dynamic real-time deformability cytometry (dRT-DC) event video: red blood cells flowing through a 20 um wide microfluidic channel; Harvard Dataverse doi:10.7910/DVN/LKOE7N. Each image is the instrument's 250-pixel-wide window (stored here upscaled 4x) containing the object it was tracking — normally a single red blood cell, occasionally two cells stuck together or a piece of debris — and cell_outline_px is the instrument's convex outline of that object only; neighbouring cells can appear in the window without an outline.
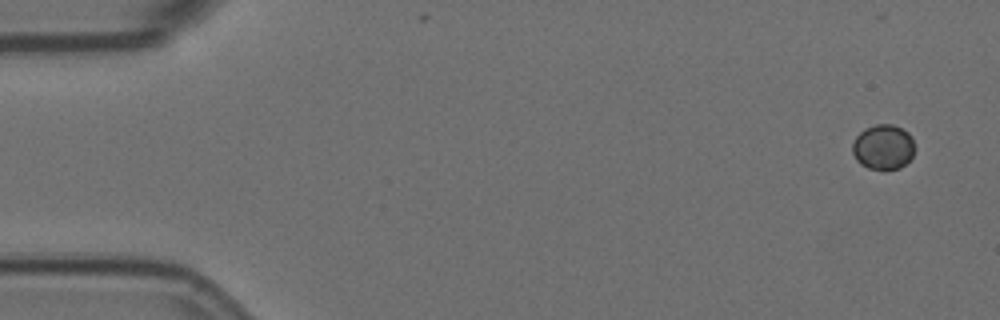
{"species": "Egyptian fruit bat (a non-hibernating species)", "species_latin": "Rousettus aegyptiacus", "temperature_condition": "room temperature", "stored_images_in_passage": 5, "segment_of_instrument_passage": [1, 2], "camera_frame_rate_fps": 3000, "um_per_image_px": 0.085, "animal": {"sex": "female"}, "frame": {"image": 1, "passage_image": 1, "time_ms": 0.0, "image_size_px": [1000, 320], "cell_outline_px": [[916, 148], [912, 156], [900, 168], [884, 172], [868, 168], [860, 164], [856, 160], [852, 152], [852, 144], [856, 136], [864, 128], [876, 124], [892, 124], [908, 132], [912, 136]], "centroid_in_image_um": [75.08, 12.52], "position_along_channel_um": 9.9, "area_um2": 16.82}}